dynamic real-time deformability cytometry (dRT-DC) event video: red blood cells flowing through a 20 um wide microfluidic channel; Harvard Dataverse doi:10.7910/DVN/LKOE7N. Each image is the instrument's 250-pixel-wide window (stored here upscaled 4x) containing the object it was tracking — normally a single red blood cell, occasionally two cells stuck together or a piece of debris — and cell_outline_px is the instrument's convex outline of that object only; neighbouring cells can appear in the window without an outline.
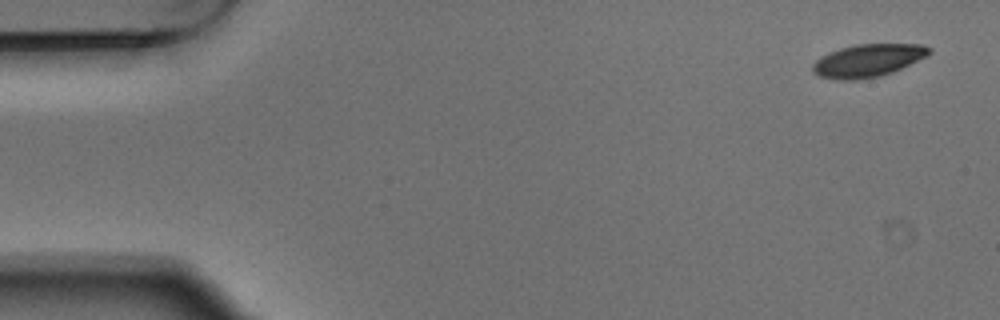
{"species": "Egyptian fruit bat (a non-hibernating species)", "species_latin": "Rousettus aegyptiacus", "temperature_condition": "warm", "stored_images_in_passage": 6, "camera_frame_rate_fps": 3000, "um_per_image_px": 0.085, "animal": {"sex": "male"}, "frame": {"image": 1, "passage_image": 1, "time_ms": 0.0, "image_size_px": [1000, 320], "cell_outline_px": [[932, 52], [928, 56], [892, 72], [880, 76], [856, 80], [836, 80], [820, 76], [812, 72], [812, 64], [820, 56], [828, 52], [840, 48], [856, 44], [924, 44], [932, 48]], "centroid_in_image_um": [73.77, 5.14], "position_along_channel_um": 11.2, "area_um2": 22.48}}
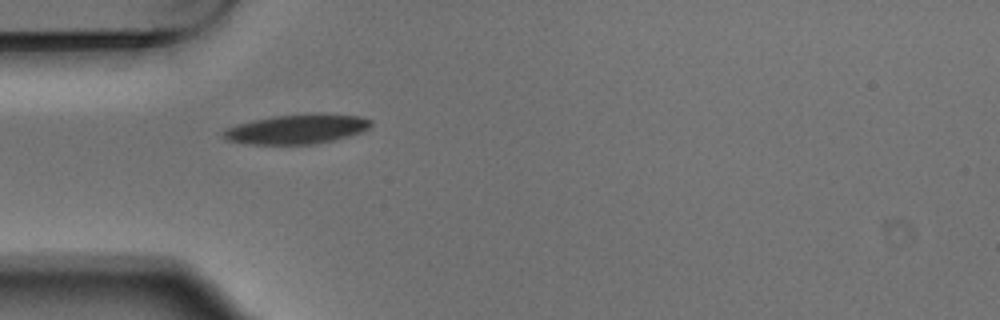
{"frame": {"image": 2, "passage_image": 5, "time_ms": 1.333, "image_size_px": [1000, 320], "cell_outline_px": [[372, 124], [368, 128], [360, 132], [348, 136], [316, 144], [244, 144], [224, 140], [220, 132], [236, 124], [252, 120], [272, 116], [312, 112], [320, 112], [360, 116], [372, 120]], "centroid_in_image_um": [25.2, 10.95], "position_along_channel_um": 59.8, "area_um2": 25.95}}
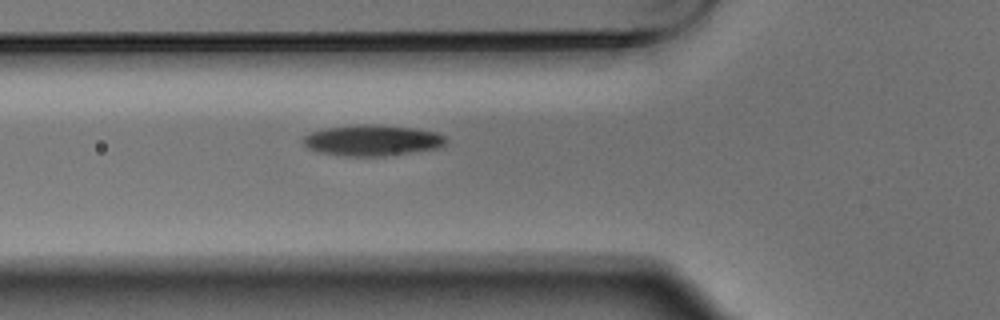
{"frame": {"image": 3, "passage_image": 6, "time_ms": 1.667, "image_size_px": [1000, 320], "cell_outline_px": [[448, 140], [444, 144], [436, 148], [392, 156], [344, 156], [316, 152], [308, 148], [300, 140], [304, 136], [312, 132], [324, 128], [356, 124], [376, 124], [412, 128], [436, 132], [444, 136]], "centroid_in_image_um": [31.6, 11.93], "position_along_channel_um": 94.2, "area_um2": 26.01}}